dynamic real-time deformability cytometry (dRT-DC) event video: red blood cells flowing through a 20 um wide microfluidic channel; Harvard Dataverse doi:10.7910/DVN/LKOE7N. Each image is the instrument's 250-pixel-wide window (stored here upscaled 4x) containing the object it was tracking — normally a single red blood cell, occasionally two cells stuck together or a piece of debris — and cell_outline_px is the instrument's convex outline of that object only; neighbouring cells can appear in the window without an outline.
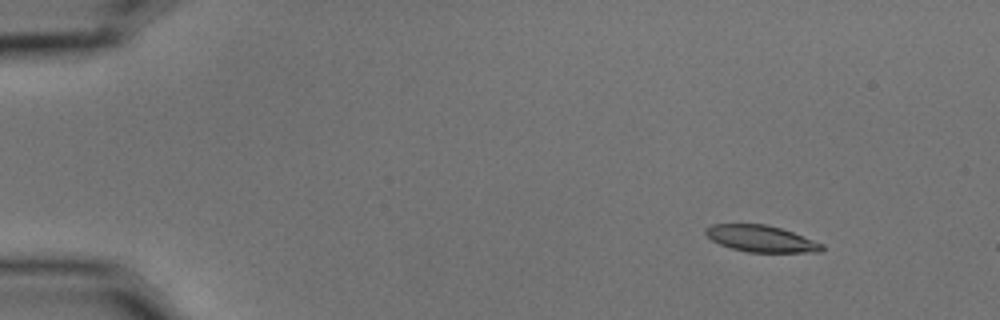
{"species": "common noctule bat (a hibernating species)", "species_latin": "Nyctalus noctula", "temperature_condition": "cold", "stored_images_in_passage": 4, "camera_frame_rate_fps": 3000, "um_per_image_px": 0.085, "animal": {"sex": "male", "body_mass_g": 15.6}, "frame": {"image": 1, "passage_image": 1, "time_ms": 0.0, "image_size_px": [1000, 320], "cell_outline_px": [[824, 248], [820, 252], [748, 252], [732, 248], [720, 244], [712, 240], [704, 232], [704, 228], [712, 224], [764, 224], [780, 228], [792, 232], [824, 244]], "centroid_in_image_um": [64.68, 20.28], "position_along_channel_um": 20.3, "area_um2": 17.86}}
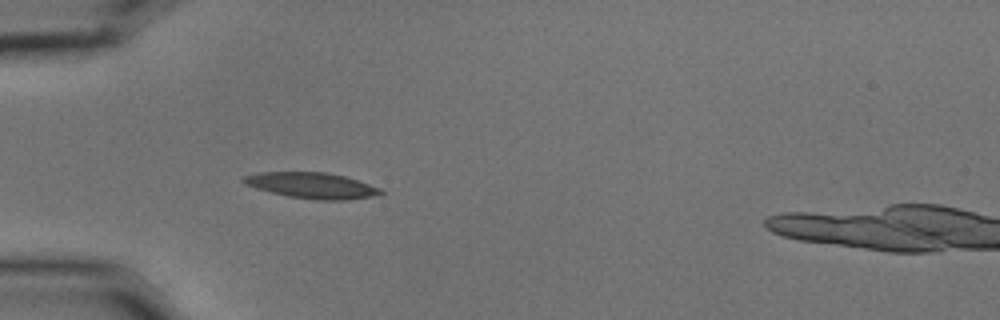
{"frame": {"image": 2, "passage_image": 4, "time_ms": 1.0, "image_size_px": [1000, 320], "cell_outline_px": [[384, 192], [380, 196], [348, 200], [320, 200], [288, 196], [256, 188], [244, 184], [240, 180], [244, 176], [260, 172], [328, 172], [344, 176], [380, 188]], "centroid_in_image_um": [26.53, 15.77], "position_along_channel_um": 58.5, "area_um2": 20.69}}